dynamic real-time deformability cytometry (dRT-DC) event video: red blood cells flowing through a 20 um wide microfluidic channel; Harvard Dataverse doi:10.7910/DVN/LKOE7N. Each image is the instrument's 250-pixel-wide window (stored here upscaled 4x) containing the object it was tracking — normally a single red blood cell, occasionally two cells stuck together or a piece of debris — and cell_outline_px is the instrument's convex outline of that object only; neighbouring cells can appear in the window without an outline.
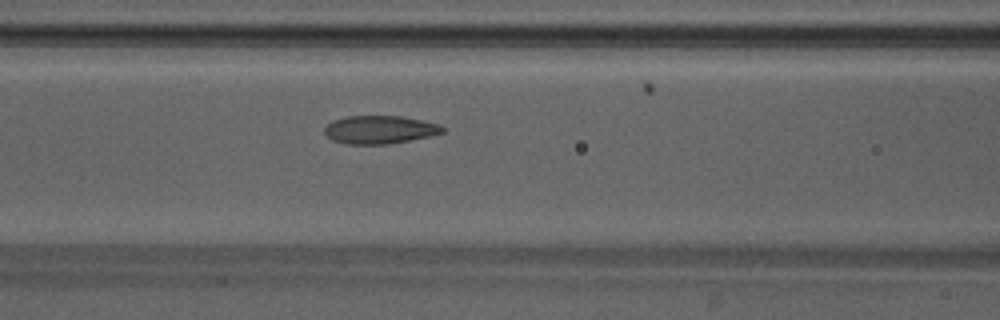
{"species": "Egyptian fruit bat (a non-hibernating species)", "species_latin": "Rousettus aegyptiacus", "temperature_condition": "warm", "stored_images_in_passage": 31, "camera_frame_rate_fps": 3000, "um_per_image_px": 0.085, "animal": {"sex": "male"}, "frame": {"image": 1, "passage_image": 12, "time_ms": 3.667, "image_size_px": [1000, 320], "cell_outline_px": [[444, 132], [428, 136], [388, 144], [348, 144], [332, 140], [324, 132], [324, 128], [332, 120], [348, 116], [400, 116], [440, 124], [444, 128]], "centroid_in_image_um": [32.25, 11.02], "position_along_channel_um": 134.4, "area_um2": 19.13}}
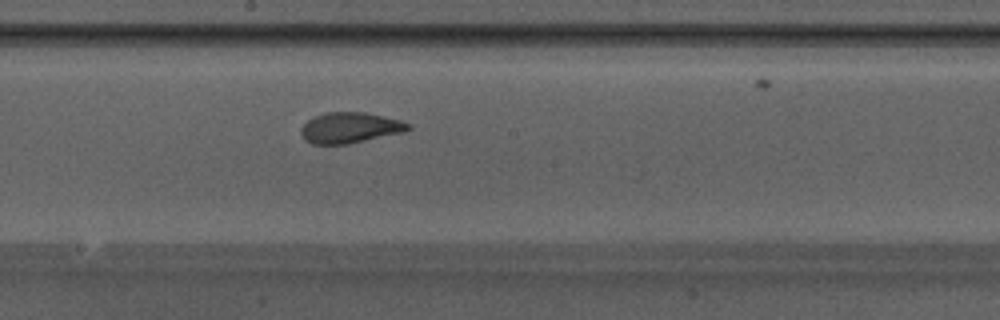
{"frame": {"image": 2, "passage_image": 18, "time_ms": 5.667, "image_size_px": [1000, 320], "cell_outline_px": [[412, 128], [404, 132], [348, 144], [312, 144], [304, 140], [300, 132], [300, 128], [308, 120], [316, 116], [328, 112], [364, 112], [384, 116], [400, 120], [412, 124]], "centroid_in_image_um": [29.76, 10.86], "position_along_channel_um": 218.4, "area_um2": 19.25}}
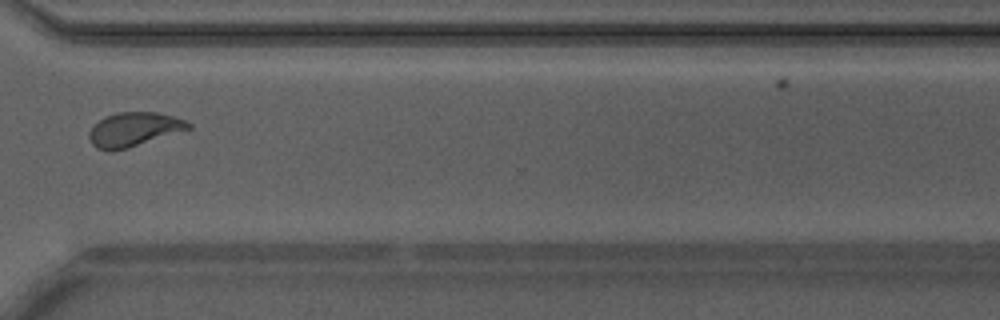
{"frame": {"image": 3, "passage_image": 28, "time_ms": 9.0, "image_size_px": [1000, 320], "cell_outline_px": [[192, 128], [128, 148], [96, 148], [92, 144], [88, 136], [92, 128], [104, 116], [116, 112], [156, 112], [176, 116], [192, 124]], "centroid_in_image_um": [11.43, 10.96], "position_along_channel_um": 359.2, "area_um2": 19.31}}